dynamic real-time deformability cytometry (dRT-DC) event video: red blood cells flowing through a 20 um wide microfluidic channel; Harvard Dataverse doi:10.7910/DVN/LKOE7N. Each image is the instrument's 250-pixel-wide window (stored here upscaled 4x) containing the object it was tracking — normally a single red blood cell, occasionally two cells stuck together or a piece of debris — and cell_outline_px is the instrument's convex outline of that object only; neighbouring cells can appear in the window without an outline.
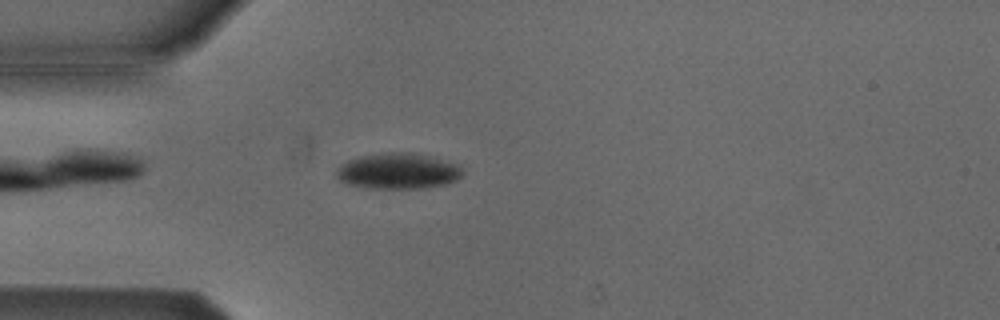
{"species": "Egyptian fruit bat (a non-hibernating species)", "species_latin": "Rousettus aegyptiacus", "temperature_condition": "cold", "stored_images_in_passage": 45, "camera_frame_rate_fps": 3000, "um_per_image_px": 0.085, "animal": {"sex": "male"}, "frame": {"image": 1, "passage_image": 6, "time_ms": 1.667, "image_size_px": [1000, 320], "cell_outline_px": [[464, 172], [456, 180], [444, 184], [424, 188], [368, 188], [348, 184], [340, 180], [336, 176], [336, 168], [340, 164], [348, 160], [360, 156], [388, 152], [412, 152], [460, 164], [464, 168]], "centroid_in_image_um": [33.84, 14.53], "position_along_channel_um": 51.2, "area_um2": 26.47}}
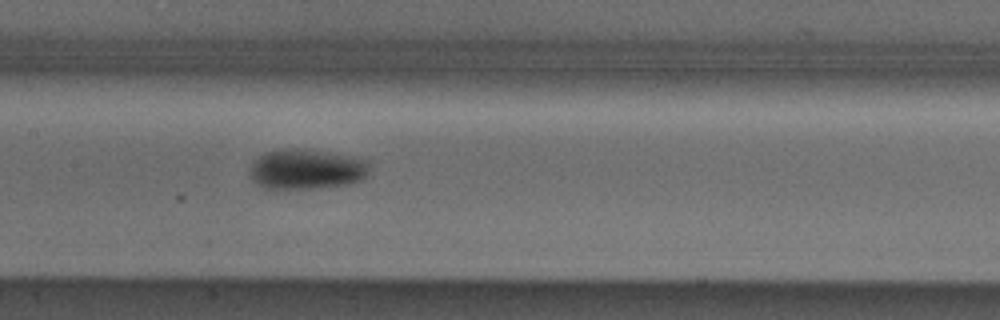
{"frame": {"image": 2, "passage_image": 17, "time_ms": 5.333, "image_size_px": [1000, 320], "cell_outline_px": [[368, 172], [360, 180], [348, 184], [316, 188], [264, 188], [252, 180], [248, 176], [248, 168], [264, 152], [280, 148], [304, 148], [348, 156], [368, 160]], "centroid_in_image_um": [25.99, 14.37], "position_along_channel_um": 181.4, "area_um2": 28.03}}
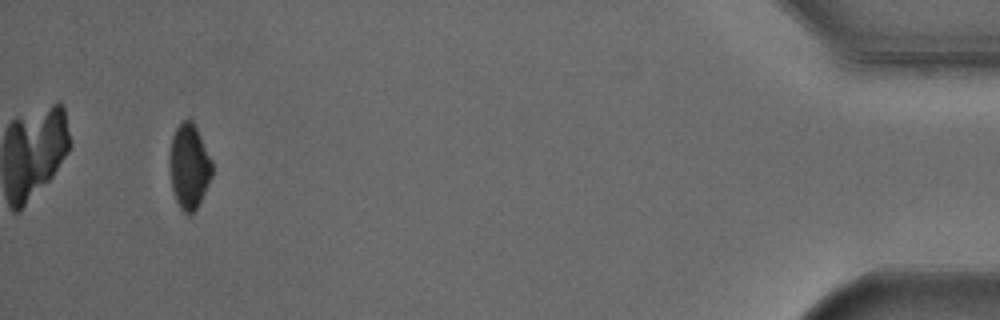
{"frame": {"image": 3, "passage_image": 42, "time_ms": 13.667, "image_size_px": [1000, 320], "cell_outline_px": [[212, 176], [196, 208], [188, 216], [180, 208], [176, 200], [172, 188], [168, 164], [168, 156], [172, 136], [180, 120], [192, 120], [212, 160]], "centroid_in_image_um": [16.04, 14.12], "position_along_channel_um": 419.2, "area_um2": 21.04}, "authors_computed_cell_mechanics": {"area_um2": 25.0852, "velocity_mm_per_s": 3.8097, "shape_relaxation_time_tau1_ms": 1.6062, "shape_relaxation_time_tau2_ms": null, "deformation_change_tau1": 0.077, "deformation_change_tau2": null}}